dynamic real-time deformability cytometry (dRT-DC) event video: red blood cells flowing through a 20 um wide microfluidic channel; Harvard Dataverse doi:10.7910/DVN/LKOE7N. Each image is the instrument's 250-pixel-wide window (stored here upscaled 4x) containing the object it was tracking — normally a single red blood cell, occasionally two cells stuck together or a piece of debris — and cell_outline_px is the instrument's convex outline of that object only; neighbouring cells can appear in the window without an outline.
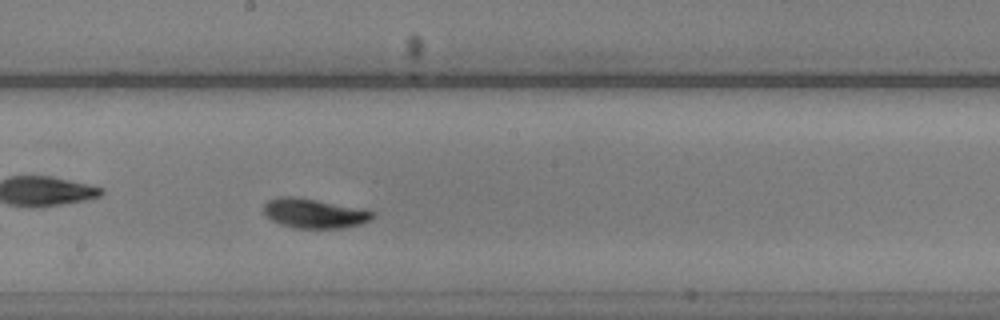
{"species": "common noctule bat (a hibernating species)", "species_latin": "Nyctalus noctula", "temperature_condition": "warm", "stored_images_in_passage": 41, "camera_frame_rate_fps": 3000, "um_per_image_px": 0.085, "animal": {"sex": "male", "body_mass_g": 20.5, "forearm_length_mm": 52.5}, "frame": {"image": 1, "passage_image": 18, "time_ms": 5.667, "image_size_px": [1000, 320], "cell_outline_px": [[376, 216], [372, 220], [360, 224], [340, 228], [296, 228], [280, 224], [272, 220], [264, 212], [264, 204], [268, 200], [280, 196], [292, 196], [364, 208], [376, 212]], "centroid_in_image_um": [26.77, 18.13], "position_along_channel_um": 221.4, "area_um2": 18.84}}
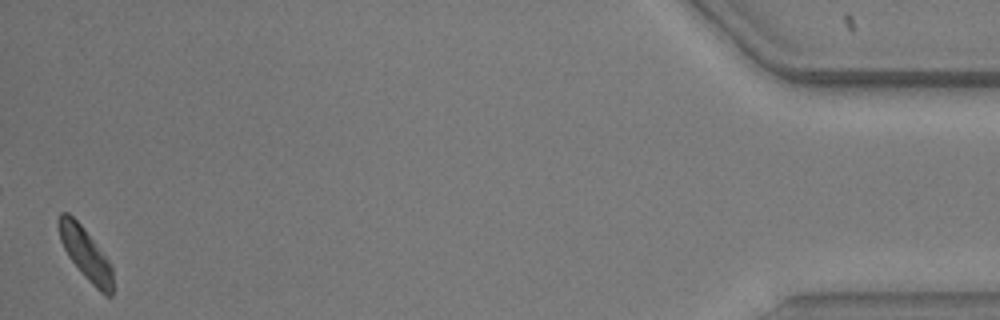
{"frame": {"image": 2, "passage_image": 41, "time_ms": 13.333, "image_size_px": [1000, 320], "cell_outline_px": [[112, 296], [104, 296], [84, 276], [68, 256], [60, 240], [56, 224], [60, 212], [68, 212], [84, 228], [112, 264]], "centroid_in_image_um": [7.25, 21.54], "position_along_channel_um": 427.9, "area_um2": 16.47}, "authors_computed_cell_mechanics": {"area_um2": 18.0336, "velocity_mm_per_s": 3.7962, "shape_relaxation_time_tau1_ms": 1.5878, "shape_relaxation_time_tau2_ms": 2.534, "deformation_change_tau1": 0.0882, "deformation_change_tau2": 0.0458}}